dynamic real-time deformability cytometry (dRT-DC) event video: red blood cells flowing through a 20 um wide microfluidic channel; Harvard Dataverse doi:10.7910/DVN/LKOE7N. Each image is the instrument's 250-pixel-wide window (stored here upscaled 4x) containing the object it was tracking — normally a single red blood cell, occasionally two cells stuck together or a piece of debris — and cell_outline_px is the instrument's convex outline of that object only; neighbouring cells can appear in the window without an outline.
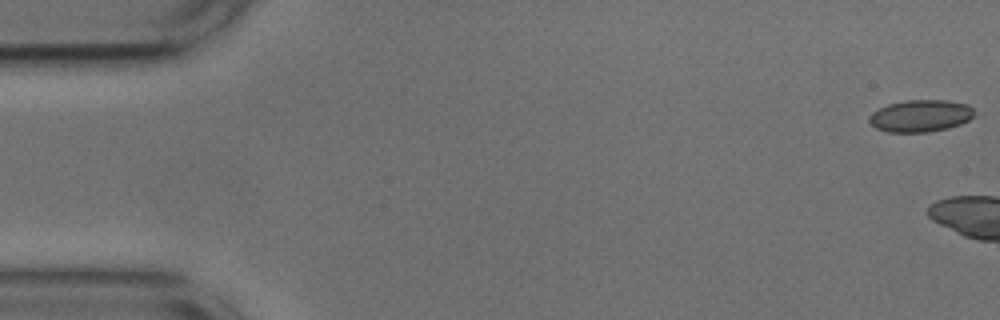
{"species": "common noctule bat (a hibernating species)", "species_latin": "Nyctalus noctula", "temperature_condition": "cold", "stored_images_in_passage": 5, "camera_frame_rate_fps": 3000, "um_per_image_px": 0.085, "animal": {"sex": "male", "body_mass_g": 17.9, "forearm_length_mm": 54.2}, "frame": {"image": 1, "passage_image": 1, "time_ms": 0.0, "image_size_px": [1000, 320], "cell_outline_px": [[972, 116], [968, 120], [960, 124], [948, 128], [928, 132], [888, 132], [876, 128], [868, 120], [868, 116], [872, 112], [888, 104], [904, 100], [948, 100], [968, 104], [972, 108]], "centroid_in_image_um": [78.21, 9.84], "position_along_channel_um": 6.8, "area_um2": 19.59}}